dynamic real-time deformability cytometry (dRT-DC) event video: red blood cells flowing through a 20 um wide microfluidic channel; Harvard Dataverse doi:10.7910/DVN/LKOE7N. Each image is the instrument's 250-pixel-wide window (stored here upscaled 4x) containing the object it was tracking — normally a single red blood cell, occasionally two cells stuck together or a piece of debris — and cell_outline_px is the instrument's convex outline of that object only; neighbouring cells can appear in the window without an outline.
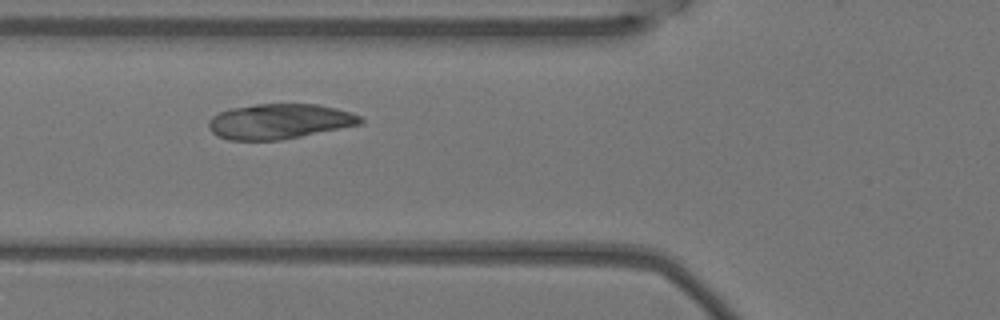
{"species": "Egyptian fruit bat (a non-hibernating species)", "species_latin": "Rousettus aegyptiacus", "temperature_condition": "warm", "stored_images_in_passage": 8, "camera_frame_rate_fps": 3000, "um_per_image_px": 0.085, "animal": {"sex": "female"}, "frame": {"image": 1, "passage_image": 4, "time_ms": 1.0, "image_size_px": [1000, 320], "cell_outline_px": [[364, 120], [360, 124], [280, 140], [228, 140], [216, 136], [208, 128], [208, 120], [212, 116], [220, 112], [232, 108], [256, 104], [316, 104], [336, 108], [352, 112], [360, 116]], "centroid_in_image_um": [23.71, 10.32], "position_along_channel_um": 102.1, "area_um2": 30.98}}
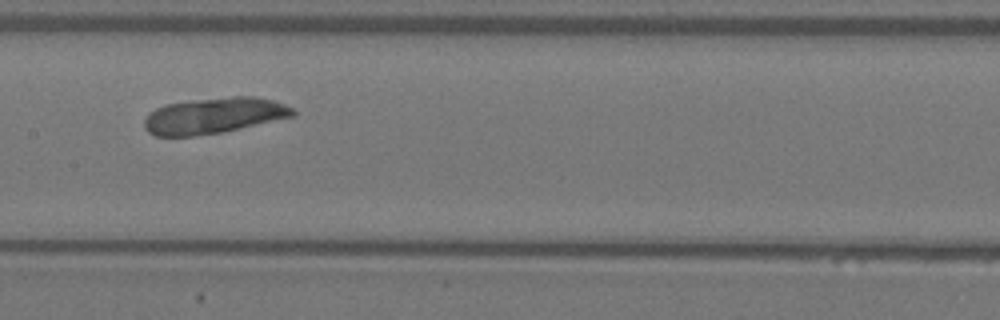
{"frame": {"image": 2, "passage_image": 6, "time_ms": 1.667, "image_size_px": [1000, 320], "cell_outline_px": [[296, 116], [220, 132], [192, 136], [156, 136], [148, 132], [144, 128], [144, 120], [156, 108], [164, 104], [192, 100], [232, 96], [252, 96], [272, 100], [284, 104], [292, 108], [296, 112]], "centroid_in_image_um": [18.18, 9.82], "position_along_channel_um": 189.2, "area_um2": 30.92}}
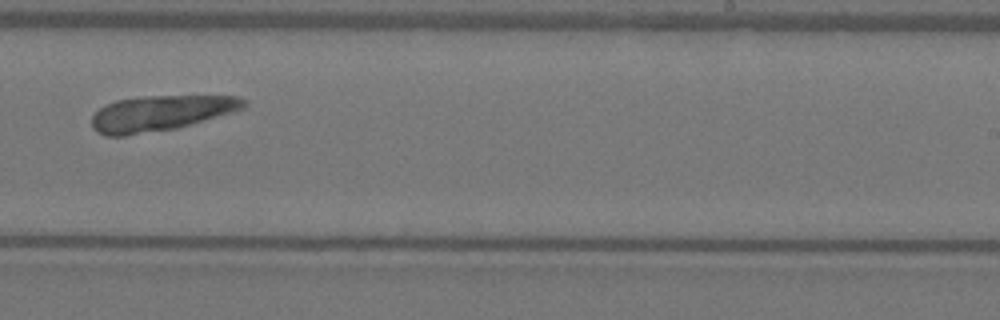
{"frame": {"image": 3, "passage_image": 8, "time_ms": 2.333, "image_size_px": [1000, 320], "cell_outline_px": [[248, 104], [244, 108], [176, 128], [124, 136], [104, 136], [96, 132], [92, 128], [92, 116], [104, 104], [116, 100], [140, 96], [240, 96]], "centroid_in_image_um": [13.58, 9.62], "position_along_channel_um": 275.4, "area_um2": 31.27}}